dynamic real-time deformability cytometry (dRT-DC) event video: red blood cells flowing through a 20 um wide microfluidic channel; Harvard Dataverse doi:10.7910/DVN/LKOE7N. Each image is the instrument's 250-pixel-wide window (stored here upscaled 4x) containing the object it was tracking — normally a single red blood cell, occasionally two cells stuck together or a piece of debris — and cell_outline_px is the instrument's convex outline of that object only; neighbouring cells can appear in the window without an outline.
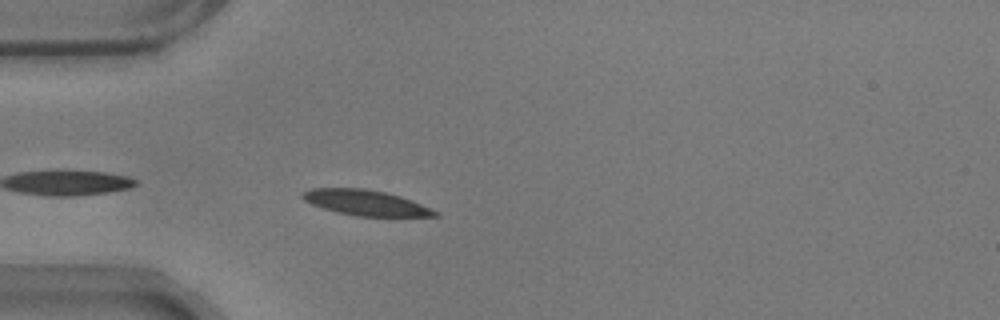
{"species": "common noctule bat (a hibernating species)", "species_latin": "Nyctalus noctula", "temperature_condition": "warm", "stored_images_in_passage": 36, "camera_frame_rate_fps": 3000, "um_per_image_px": 0.085, "animal": {"sex": "male", "body_mass_g": 17.9}, "frame": {"image": 1, "passage_image": 3, "time_ms": 0.667, "image_size_px": [1000, 320], "cell_outline_px": [[440, 216], [356, 216], [336, 212], [312, 204], [304, 200], [300, 196], [304, 192], [312, 188], [364, 188], [384, 192], [400, 196], [412, 200], [440, 212]], "centroid_in_image_um": [31.1, 17.23], "position_along_channel_um": 53.9, "area_um2": 19.54}}
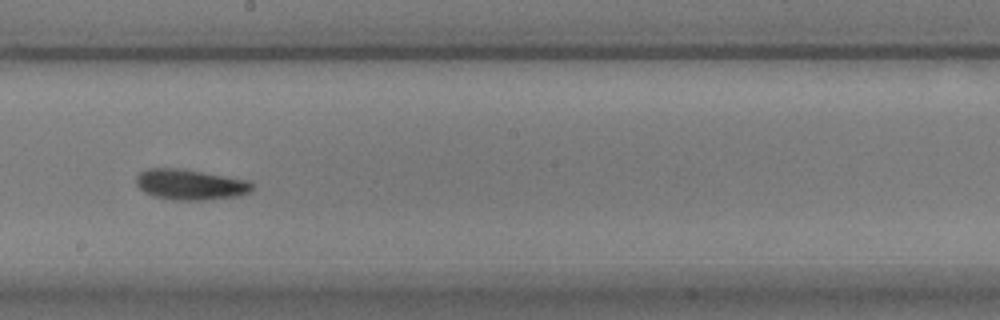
{"frame": {"image": 2, "passage_image": 19, "time_ms": 6.0, "image_size_px": [1000, 320], "cell_outline_px": [[252, 192], [240, 196], [204, 200], [172, 200], [152, 196], [144, 192], [136, 184], [136, 176], [140, 172], [148, 168], [176, 168], [248, 180], [252, 184]], "centroid_in_image_um": [16.15, 15.7], "position_along_channel_um": 232.0, "area_um2": 20.63}}
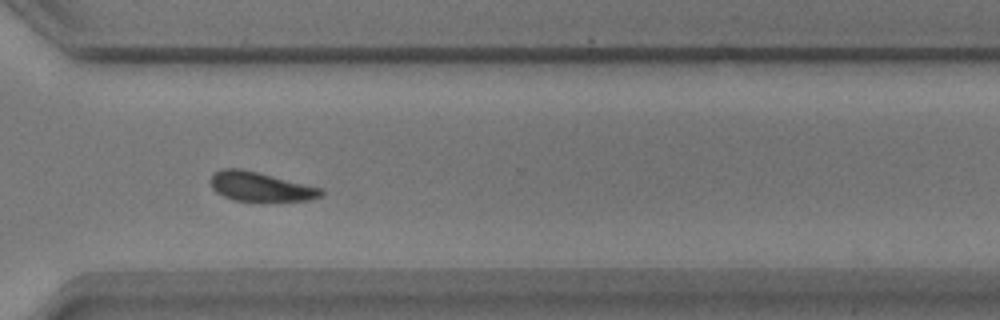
{"frame": {"image": 3, "passage_image": 29, "time_ms": 9.333, "image_size_px": [1000, 320], "cell_outline_px": [[324, 192], [320, 196], [312, 200], [260, 204], [232, 200], [216, 192], [212, 188], [208, 180], [212, 172], [224, 168], [240, 168], [320, 188]], "centroid_in_image_um": [22.08, 15.92], "position_along_channel_um": 348.5, "area_um2": 19.65}, "authors_computed_cell_mechanics": {"area_um2": 19.9121, "velocity_mm_per_s": 3.485, "shape_relaxation_time_tau1_ms": 2.3527, "shape_relaxation_time_tau2_ms": 5.4812, "deformation_change_tau1": 0.0876, "deformation_change_tau2": 0.1215}}